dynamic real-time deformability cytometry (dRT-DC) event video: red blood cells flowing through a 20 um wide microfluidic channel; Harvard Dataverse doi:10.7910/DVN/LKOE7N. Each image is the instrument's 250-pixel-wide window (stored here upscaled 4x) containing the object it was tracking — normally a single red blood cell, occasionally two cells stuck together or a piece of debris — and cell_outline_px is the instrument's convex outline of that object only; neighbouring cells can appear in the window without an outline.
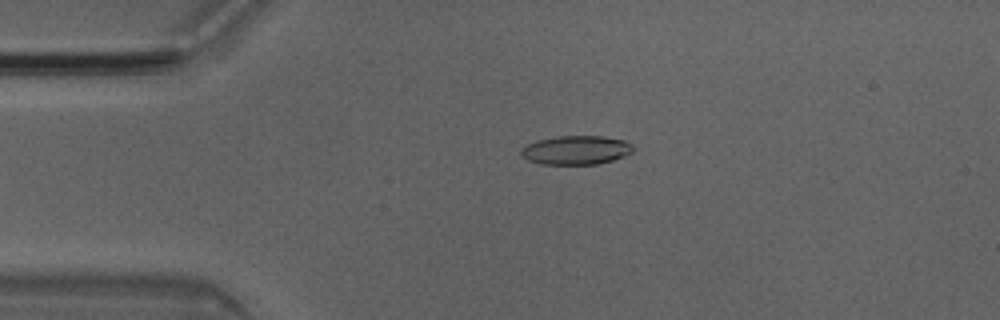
{"species": "Egyptian fruit bat (a non-hibernating species)", "species_latin": "Rousettus aegyptiacus", "temperature_condition": "room temperature", "stored_images_in_passage": 43, "camera_frame_rate_fps": 3000, "um_per_image_px": 0.085, "animal": {"sex": "male"}, "frame": {"image": 1, "passage_image": 4, "time_ms": 1.0, "image_size_px": [1000, 320], "cell_outline_px": [[616, 156], [608, 160], [588, 164], [556, 164], [536, 160], [536, 144], [548, 140], [580, 136], [584, 136], [616, 140]], "centroid_in_image_um": [48.97, 12.79], "position_along_channel_um": 36.0, "area_um2": 13.81}}
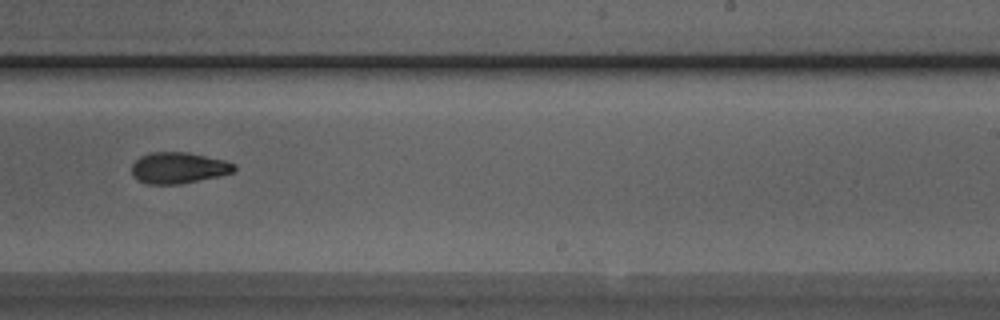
{"frame": {"image": 2, "passage_image": 24, "time_ms": 7.667, "image_size_px": [1000, 320], "cell_outline_px": [[232, 168], [228, 172], [188, 180], [144, 180], [136, 172], [136, 164], [140, 160], [148, 156], [196, 156], [216, 160], [232, 164]], "centroid_in_image_um": [15.26, 14.26], "position_along_channel_um": 273.7, "area_um2": 13.7}}
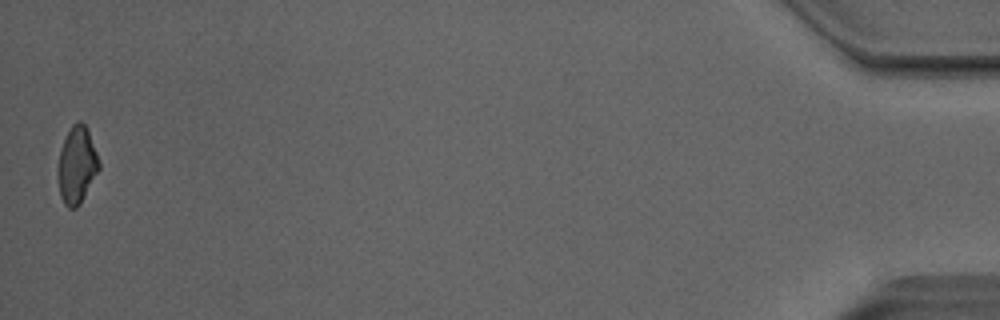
{"frame": {"image": 3, "passage_image": 43, "time_ms": 14.0, "image_size_px": [1000, 320], "cell_outline_px": [[96, 168], [80, 200], [72, 208], [64, 200], [60, 188], [60, 156], [64, 144], [72, 128], [76, 124], [80, 124], [84, 128], [88, 136], [96, 156]], "centroid_in_image_um": [6.49, 14.04], "position_along_channel_um": 428.7, "area_um2": 15.14}}